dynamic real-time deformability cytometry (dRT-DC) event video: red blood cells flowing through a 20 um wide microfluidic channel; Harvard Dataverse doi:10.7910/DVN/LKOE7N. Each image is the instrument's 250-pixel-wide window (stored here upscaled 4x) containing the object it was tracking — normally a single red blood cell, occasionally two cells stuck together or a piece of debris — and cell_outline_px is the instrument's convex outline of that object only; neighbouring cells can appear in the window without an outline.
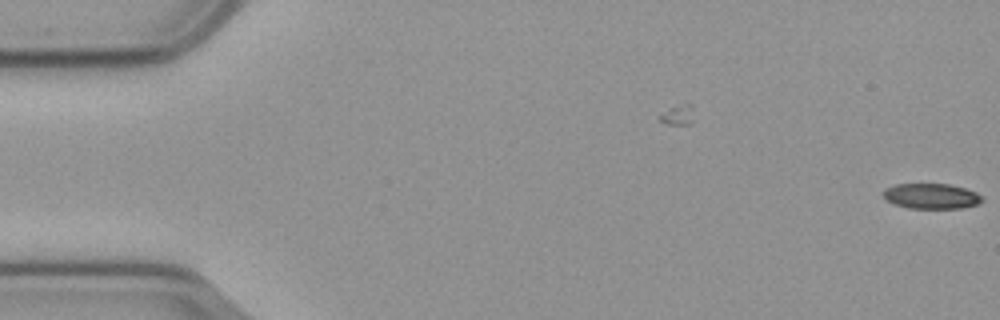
{"species": "common noctule bat (a hibernating species)", "species_latin": "Nyctalus noctula", "temperature_condition": "cold", "stored_images_in_passage": 5, "camera_frame_rate_fps": 3000, "um_per_image_px": 0.085, "animal": {"sex": "male", "body_mass_g": 23.1, "forearm_length_mm": 52.7}, "frame": {"image": 1, "passage_image": 5, "time_ms": 1.333, "image_size_px": [1000, 320], "cell_outline_px": [[984, 200], [976, 204], [960, 208], [908, 208], [884, 200], [884, 188], [896, 184], [948, 184], [964, 188], [976, 192], [984, 196]], "centroid_in_image_um": [79.16, 16.67], "position_along_channel_um": 5.8, "area_um2": 14.57}}